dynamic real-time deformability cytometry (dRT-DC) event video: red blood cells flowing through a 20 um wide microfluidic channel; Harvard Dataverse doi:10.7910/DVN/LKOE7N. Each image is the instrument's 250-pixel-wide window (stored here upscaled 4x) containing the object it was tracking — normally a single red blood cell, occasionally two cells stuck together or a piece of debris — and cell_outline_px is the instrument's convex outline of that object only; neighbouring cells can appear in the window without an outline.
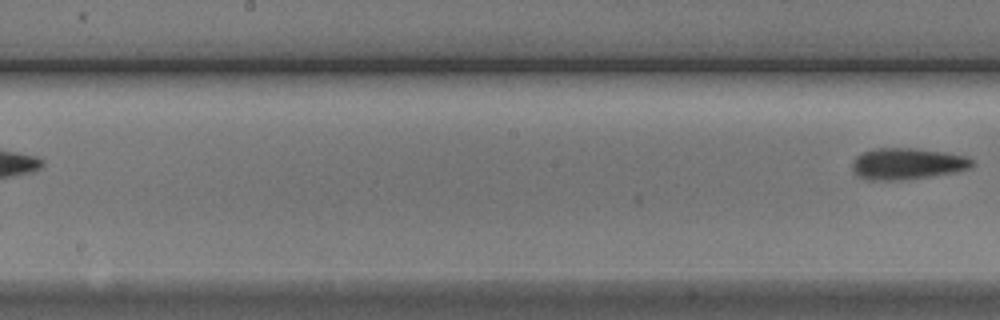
{"species": "Egyptian fruit bat (a non-hibernating species)", "species_latin": "Rousettus aegyptiacus", "temperature_condition": "cold", "stored_images_in_passage": 5, "segment_of_instrument_passage": [2, 2], "camera_frame_rate_fps": 3000, "um_per_image_px": 0.085, "animal": {"sex": "male"}, "frame": {"image": 1, "passage_image": 5, "time_ms": 5.0, "image_size_px": [1000, 320], "cell_outline_px": [[972, 164], [968, 168], [952, 172], [904, 180], [864, 180], [856, 176], [852, 172], [852, 160], [856, 156], [872, 148], [916, 148], [964, 156], [972, 160]], "centroid_in_image_um": [76.98, 13.92], "position_along_channel_um": 171.2, "area_um2": 21.79}}